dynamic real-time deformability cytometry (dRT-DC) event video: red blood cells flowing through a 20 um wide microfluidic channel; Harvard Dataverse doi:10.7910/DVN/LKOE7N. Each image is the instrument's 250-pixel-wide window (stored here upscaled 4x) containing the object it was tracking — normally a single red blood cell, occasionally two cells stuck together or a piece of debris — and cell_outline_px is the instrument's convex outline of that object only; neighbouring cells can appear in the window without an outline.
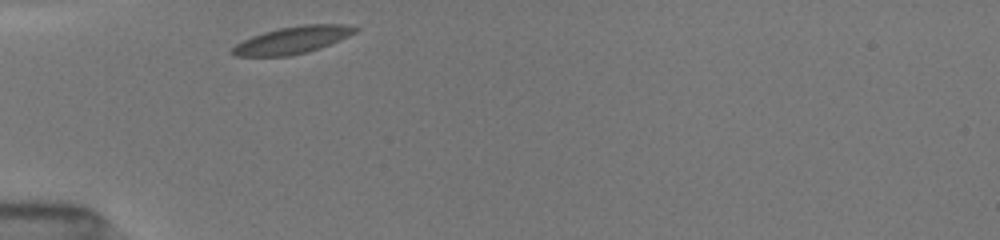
{"species": "common noctule bat (a hibernating species)", "species_latin": "Nyctalus noctula", "temperature_condition": "room temperature", "stored_images_in_passage": 28, "camera_frame_rate_fps": 3000, "um_per_image_px": 0.085, "animal": {"sex": "female", "body_mass_g": 19.5, "forearm_length_mm": 54.1}, "frame": {"image": 1, "passage_image": 1, "time_ms": 0.0, "image_size_px": [1000, 240], "cell_outline_px": [[360, 28], [356, 32], [340, 40], [320, 48], [288, 56], [232, 56], [228, 52], [236, 44], [252, 36], [264, 32], [280, 28], [304, 24], [348, 24]], "centroid_in_image_um": [24.86, 3.4], "position_along_channel_um": 60.1, "area_um2": 19.42}}
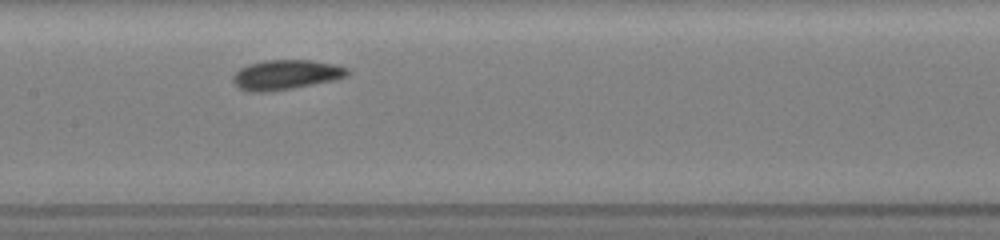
{"frame": {"image": 2, "passage_image": 11, "time_ms": 3.333, "image_size_px": [1000, 240], "cell_outline_px": [[352, 72], [348, 76], [336, 80], [292, 88], [264, 92], [252, 92], [240, 88], [232, 80], [232, 76], [240, 68], [248, 64], [264, 60], [312, 60], [336, 64], [348, 68]], "centroid_in_image_um": [24.36, 6.34], "position_along_channel_um": 183.0, "area_um2": 20.0}}
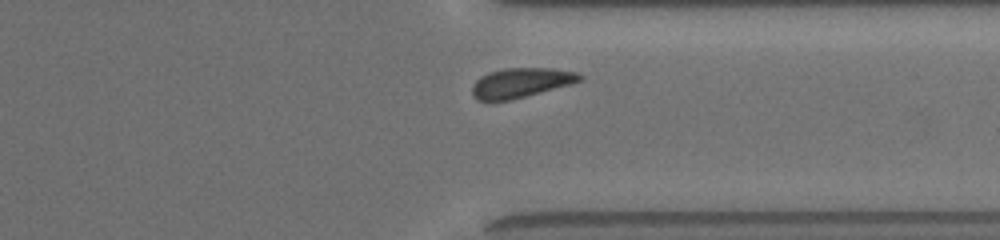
{"frame": {"image": 3, "passage_image": 25, "time_ms": 8.0, "image_size_px": [1000, 240], "cell_outline_px": [[584, 80], [524, 96], [508, 100], [476, 100], [472, 92], [472, 88], [476, 80], [480, 76], [488, 72], [504, 68], [552, 68], [580, 72], [584, 76]], "centroid_in_image_um": [44.3, 7.0], "position_along_channel_um": 367.1, "area_um2": 18.44}, "authors_computed_cell_mechanics": {"area_um2": 18.8428, "velocity_mm_per_s": 3.93, "shape_relaxation_time_tau1_ms": 2.3664, "shape_relaxation_time_tau2_ms": 4.947, "deformation_change_tau1": 0.0964, "deformation_change_tau2": 0.078}}